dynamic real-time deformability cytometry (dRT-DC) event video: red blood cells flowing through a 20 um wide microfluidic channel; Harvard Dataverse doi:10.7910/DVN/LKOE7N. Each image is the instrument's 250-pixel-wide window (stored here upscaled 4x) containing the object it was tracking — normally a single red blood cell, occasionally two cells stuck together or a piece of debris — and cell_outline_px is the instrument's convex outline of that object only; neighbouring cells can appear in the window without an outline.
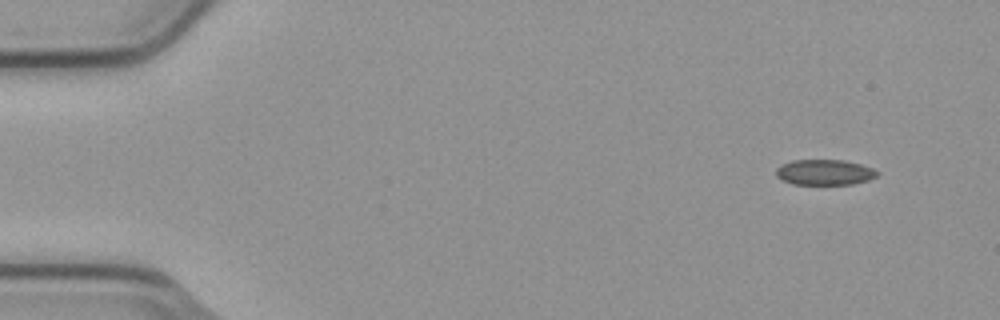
{"species": "common noctule bat (a hibernating species)", "species_latin": "Nyctalus noctula", "temperature_condition": "cold", "stored_images_in_passage": 5, "segment_of_instrument_passage": [1, 2], "camera_frame_rate_fps": 3000, "um_per_image_px": 0.085, "animal": {"sex": "male", "body_mass_g": 23.1, "forearm_length_mm": 52.7}, "frame": {"image": 1, "passage_image": 1, "time_ms": 0.0, "image_size_px": [1000, 320], "cell_outline_px": [[880, 172], [876, 176], [868, 180], [852, 184], [792, 184], [780, 180], [776, 176], [776, 168], [792, 160], [844, 160], [860, 164], [872, 168]], "centroid_in_image_um": [70.07, 14.65], "position_along_channel_um": 14.9, "area_um2": 15.03}}
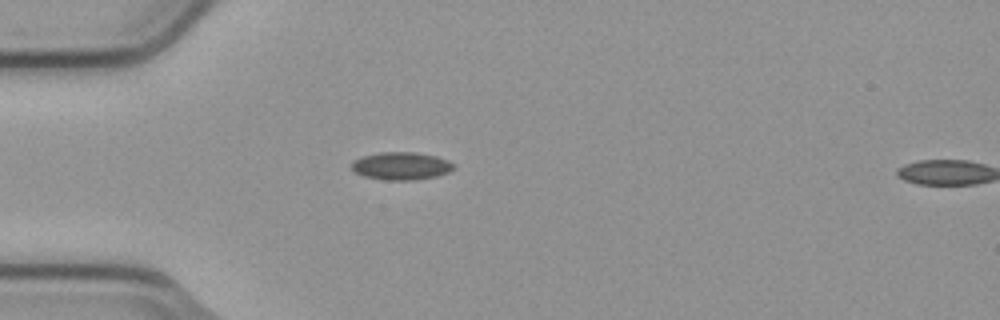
{"frame": {"image": 2, "passage_image": 4, "time_ms": 1.0, "image_size_px": [1000, 320], "cell_outline_px": [[456, 168], [448, 172], [436, 176], [412, 180], [384, 180], [364, 176], [356, 172], [352, 168], [352, 160], [364, 156], [380, 152], [416, 152], [436, 156], [448, 160], [456, 164]], "centroid_in_image_um": [34.14, 14.1], "position_along_channel_um": 50.9, "area_um2": 16.53}}